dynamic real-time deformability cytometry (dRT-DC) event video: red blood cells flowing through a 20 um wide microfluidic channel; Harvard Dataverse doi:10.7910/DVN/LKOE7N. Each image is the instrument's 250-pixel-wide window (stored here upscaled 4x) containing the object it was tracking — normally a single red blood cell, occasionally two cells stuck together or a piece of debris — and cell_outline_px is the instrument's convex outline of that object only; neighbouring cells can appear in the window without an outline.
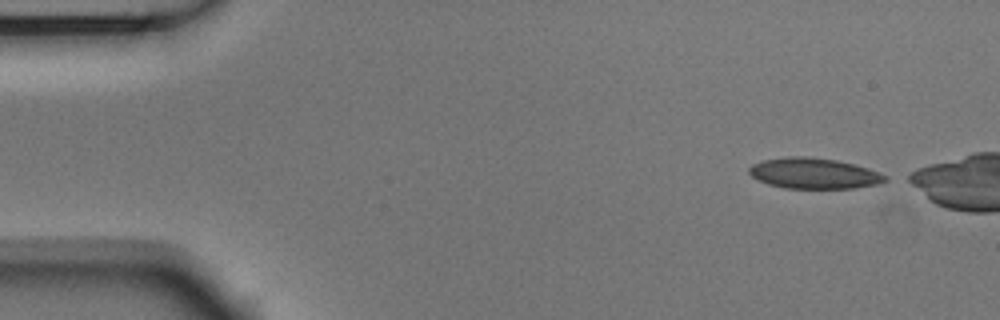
{"species": "Egyptian fruit bat (a non-hibernating species)", "species_latin": "Rousettus aegyptiacus", "temperature_condition": "room temperature", "stored_images_in_passage": 44, "camera_frame_rate_fps": 3000, "um_per_image_px": 0.085, "animal": {"sex": "male"}, "frame": {"image": 1, "passage_image": 1, "time_ms": 0.0, "image_size_px": [1000, 320], "cell_outline_px": [[888, 180], [876, 184], [856, 188], [784, 188], [768, 184], [752, 176], [748, 172], [748, 168], [752, 164], [764, 160], [788, 156], [808, 156], [836, 160], [868, 168], [888, 176]], "centroid_in_image_um": [69.18, 14.73], "position_along_channel_um": 15.8, "area_um2": 24.28}}
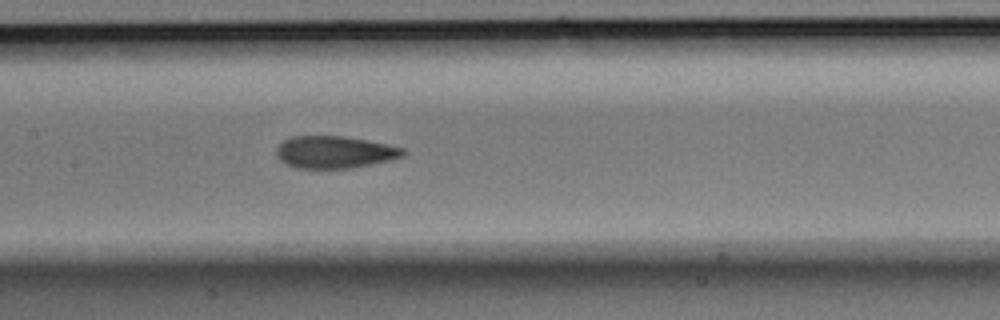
{"frame": {"image": 2, "passage_image": 22, "time_ms": 7.0, "image_size_px": [1000, 320], "cell_outline_px": [[408, 152], [404, 156], [392, 160], [352, 168], [296, 168], [280, 160], [276, 156], [276, 148], [284, 140], [292, 136], [344, 136], [404, 148]], "centroid_in_image_um": [28.45, 12.93], "position_along_channel_um": 178.9, "area_um2": 23.76}}
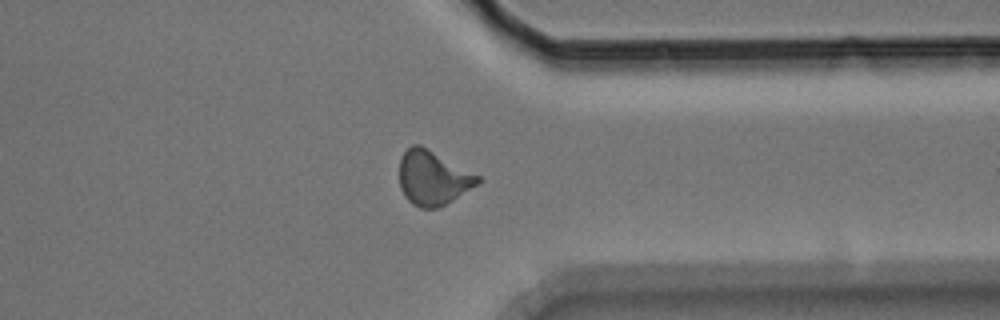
{"frame": {"image": 3, "passage_image": 38, "time_ms": 12.333, "image_size_px": [1000, 320], "cell_outline_px": [[484, 180], [480, 184], [452, 200], [436, 208], [420, 208], [412, 204], [404, 196], [400, 188], [400, 156], [412, 144], [420, 144], [480, 176]], "centroid_in_image_um": [36.81, 15.12], "position_along_channel_um": 374.6, "area_um2": 24.91}}